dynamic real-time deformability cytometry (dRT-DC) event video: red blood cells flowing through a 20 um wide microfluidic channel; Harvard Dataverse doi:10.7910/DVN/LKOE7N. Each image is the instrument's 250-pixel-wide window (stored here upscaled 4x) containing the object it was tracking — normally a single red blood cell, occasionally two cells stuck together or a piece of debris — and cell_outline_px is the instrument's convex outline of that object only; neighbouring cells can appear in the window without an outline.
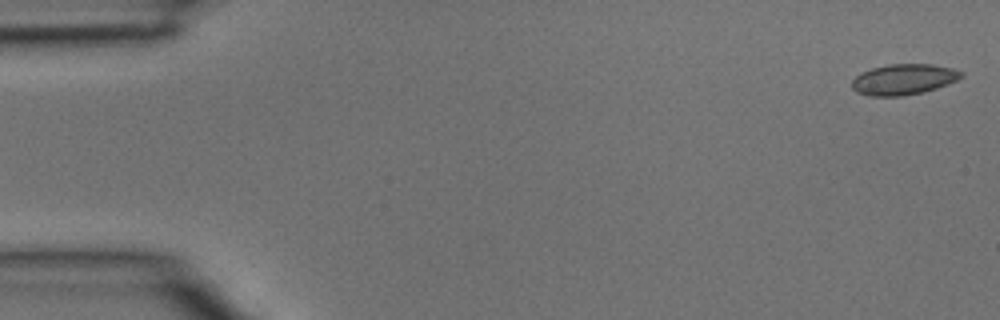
{"species": "common noctule bat (a hibernating species)", "species_latin": "Nyctalus noctula", "temperature_condition": "room temperature", "stored_images_in_passage": 39, "camera_frame_rate_fps": 3000, "um_per_image_px": 0.085, "animal": {"sex": "male", "body_mass_g": 15.6}, "frame": {"image": 1, "passage_image": 1, "time_ms": 0.0, "image_size_px": [1000, 320], "cell_outline_px": [[964, 76], [948, 84], [924, 92], [904, 96], [868, 96], [856, 92], [852, 88], [852, 80], [860, 72], [872, 68], [888, 64], [932, 64], [952, 68], [964, 72]], "centroid_in_image_um": [76.8, 6.75], "position_along_channel_um": 8.2, "area_um2": 19.77}}
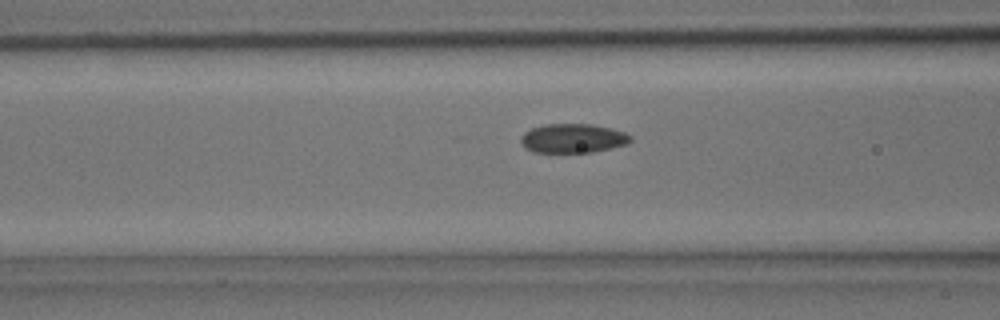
{"frame": {"image": 2, "passage_image": 15, "time_ms": 4.667, "image_size_px": [1000, 320], "cell_outline_px": [[632, 140], [628, 144], [612, 148], [592, 152], [536, 152], [524, 148], [520, 140], [520, 136], [524, 132], [532, 128], [544, 124], [592, 124], [612, 128], [624, 132], [632, 136]], "centroid_in_image_um": [48.71, 11.75], "position_along_channel_um": 117.9, "area_um2": 18.79}}
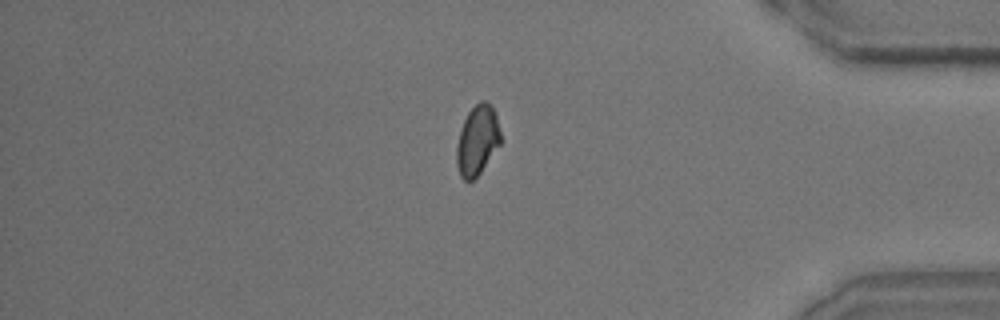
{"frame": {"image": 3, "passage_image": 33, "time_ms": 10.667, "image_size_px": [1000, 320], "cell_outline_px": [[500, 144], [480, 172], [472, 180], [464, 180], [460, 176], [456, 164], [456, 144], [464, 120], [468, 112], [480, 100], [484, 100], [492, 108], [496, 116], [500, 132]], "centroid_in_image_um": [40.55, 11.94], "position_along_channel_um": 394.7, "area_um2": 17.57}}